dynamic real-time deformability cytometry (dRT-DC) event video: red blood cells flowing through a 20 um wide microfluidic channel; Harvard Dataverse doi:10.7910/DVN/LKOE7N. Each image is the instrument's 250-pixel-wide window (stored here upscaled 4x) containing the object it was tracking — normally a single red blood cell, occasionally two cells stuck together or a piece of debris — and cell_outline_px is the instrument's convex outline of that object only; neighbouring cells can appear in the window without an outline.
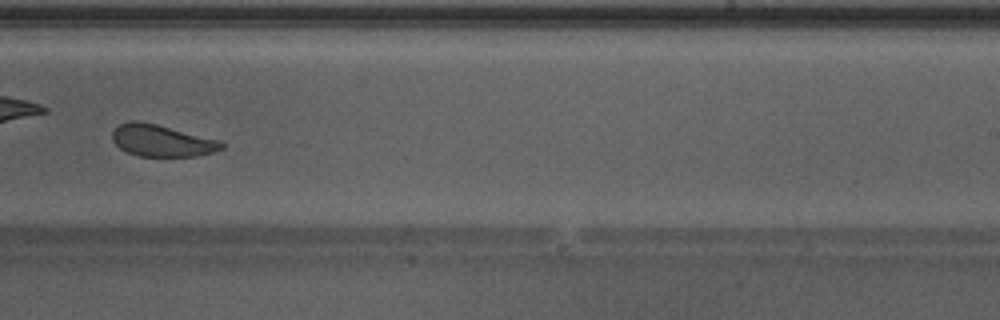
{"species": "Egyptian fruit bat (a non-hibernating species)", "species_latin": "Rousettus aegyptiacus", "temperature_condition": "warm", "stored_images_in_passage": 37, "camera_frame_rate_fps": 3000, "um_per_image_px": 0.085, "animal": {"sex": "male"}, "frame": {"image": 1, "passage_image": 21, "time_ms": 6.667, "image_size_px": [1000, 320], "cell_outline_px": [[224, 148], [212, 152], [196, 156], [140, 156], [128, 152], [120, 148], [112, 140], [112, 132], [120, 124], [128, 120], [136, 120], [156, 124], [220, 140], [224, 144]], "centroid_in_image_um": [13.74, 11.95], "position_along_channel_um": 275.3, "area_um2": 20.11}}